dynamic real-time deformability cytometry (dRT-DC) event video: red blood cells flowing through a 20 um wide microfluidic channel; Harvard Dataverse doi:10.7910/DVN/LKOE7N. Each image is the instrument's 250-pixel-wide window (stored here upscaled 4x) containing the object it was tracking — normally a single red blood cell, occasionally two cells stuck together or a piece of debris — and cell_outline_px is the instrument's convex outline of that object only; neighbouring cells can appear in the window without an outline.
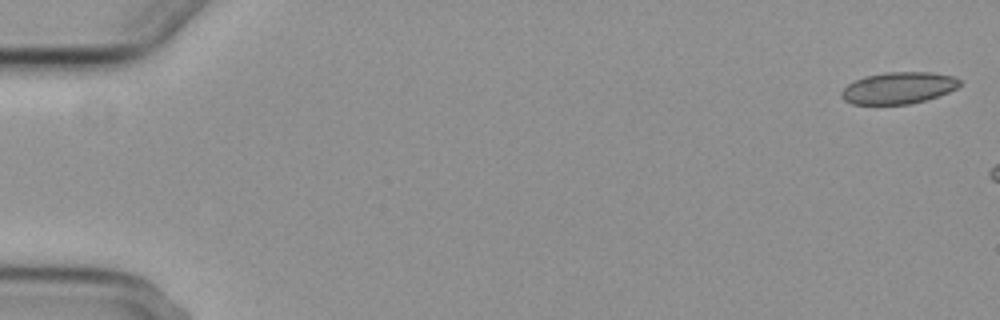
{"species": "common noctule bat (a hibernating species)", "species_latin": "Nyctalus noctula", "temperature_condition": "cold", "stored_images_in_passage": 3, "camera_frame_rate_fps": 3000, "um_per_image_px": 0.085, "animal": {"sex": "female", "body_mass_g": 29.2, "forearm_length_mm": 56.3}, "frame": {"image": 1, "passage_image": 1, "time_ms": 0.0, "image_size_px": [1000, 320], "cell_outline_px": [[960, 84], [956, 88], [948, 92], [924, 100], [908, 104], [852, 104], [844, 100], [840, 96], [840, 92], [848, 84], [864, 76], [884, 72], [932, 72], [952, 76], [960, 80]], "centroid_in_image_um": [76.33, 7.47], "position_along_channel_um": 8.7, "area_um2": 21.73}}